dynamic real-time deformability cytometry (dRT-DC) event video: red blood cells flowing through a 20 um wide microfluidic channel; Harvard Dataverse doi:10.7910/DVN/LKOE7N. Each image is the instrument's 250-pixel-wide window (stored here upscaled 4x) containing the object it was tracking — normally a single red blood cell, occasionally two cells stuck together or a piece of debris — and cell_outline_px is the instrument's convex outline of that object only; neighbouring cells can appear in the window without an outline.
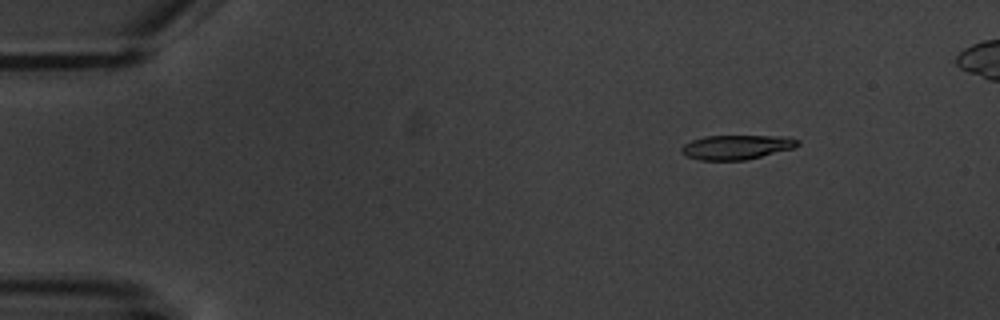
{"species": "common noctule bat (a hibernating species)", "species_latin": "Nyctalus noctula", "temperature_condition": "warm", "stored_images_in_passage": 8, "camera_frame_rate_fps": 3000, "um_per_image_px": 0.085, "animal": {"sex": "male", "body_mass_g": 20.1, "forearm_length_mm": 53.5}, "frame": {"image": 1, "passage_image": 3, "time_ms": 2.333, "image_size_px": [1000, 320], "cell_outline_px": [[800, 144], [796, 148], [744, 160], [700, 160], [688, 156], [680, 152], [680, 148], [684, 144], [692, 140], [704, 136], [784, 136], [800, 140]], "centroid_in_image_um": [62.63, 12.5], "position_along_channel_um": 22.4, "area_um2": 16.59}}